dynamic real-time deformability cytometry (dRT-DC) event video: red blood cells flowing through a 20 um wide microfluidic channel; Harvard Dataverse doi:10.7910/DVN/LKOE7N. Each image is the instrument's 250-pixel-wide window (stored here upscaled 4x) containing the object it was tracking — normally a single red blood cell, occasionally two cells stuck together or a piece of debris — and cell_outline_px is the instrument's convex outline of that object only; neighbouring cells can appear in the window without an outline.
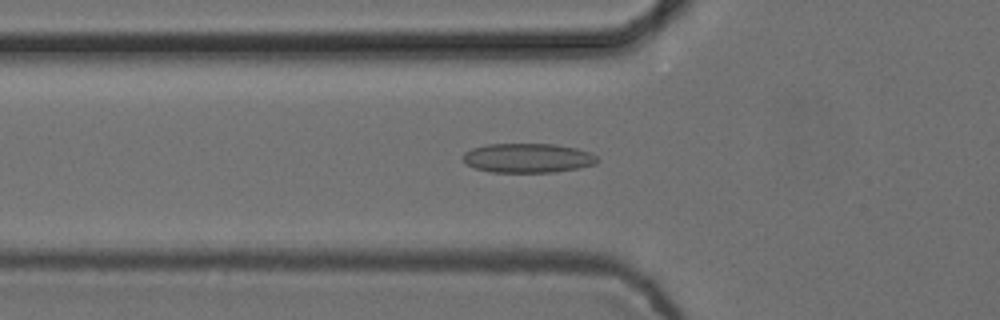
{"species": "common noctule bat (a hibernating species)", "species_latin": "Nyctalus noctula", "temperature_condition": "cold", "stored_images_in_passage": 51, "camera_frame_rate_fps": 3000, "um_per_image_px": 0.085, "animal": {"sex": "female", "body_mass_g": 24.6, "forearm_length_mm": 56.2}, "frame": {"image": 1, "passage_image": 15, "time_ms": 4.667, "image_size_px": [1000, 320], "cell_outline_px": [[600, 160], [596, 164], [580, 168], [552, 172], [492, 172], [476, 168], [468, 164], [464, 160], [464, 152], [472, 148], [488, 144], [556, 144], [576, 148], [592, 152]], "centroid_in_image_um": [44.93, 13.43], "position_along_channel_um": 80.9, "area_um2": 23.0}}
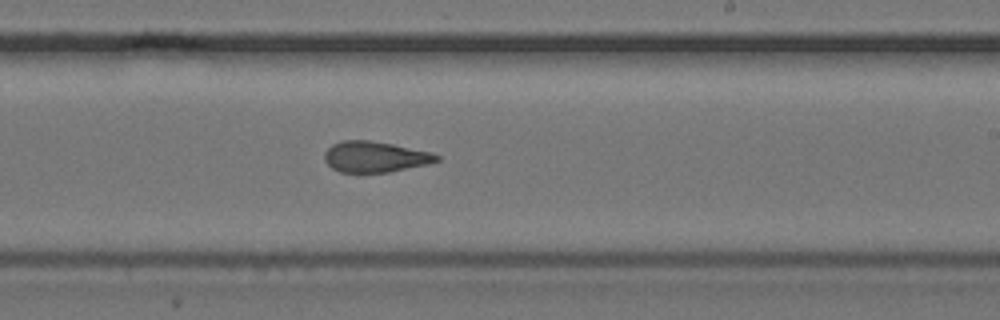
{"frame": {"image": 2, "passage_image": 29, "time_ms": 9.333, "image_size_px": [1000, 320], "cell_outline_px": [[440, 160], [428, 164], [388, 172], [340, 172], [332, 168], [324, 160], [324, 152], [332, 144], [344, 140], [368, 140], [392, 144], [432, 152], [440, 156]], "centroid_in_image_um": [31.88, 13.32], "position_along_channel_um": 257.1, "area_um2": 20.11}}
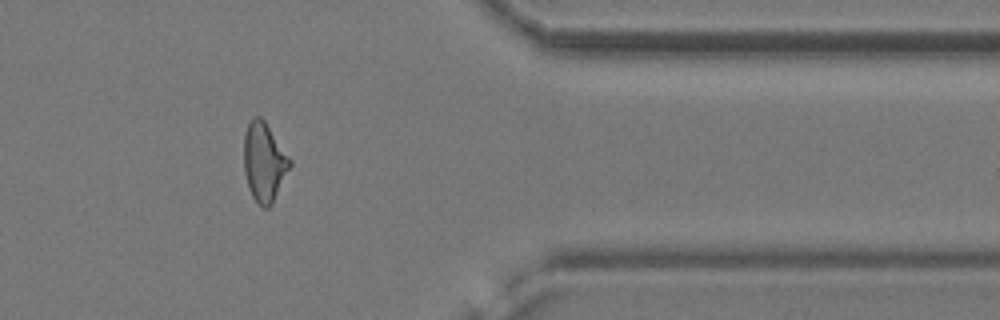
{"frame": {"image": 3, "passage_image": 41, "time_ms": 13.333, "image_size_px": [1000, 320], "cell_outline_px": [[292, 164], [272, 204], [268, 208], [264, 208], [252, 196], [248, 188], [244, 172], [244, 136], [248, 124], [252, 116], [260, 116], [264, 120], [292, 160]], "centroid_in_image_um": [22.45, 13.77], "position_along_channel_um": 388.9, "area_um2": 21.15}, "authors_computed_cell_mechanics": {"area_um2": 21.1548, "velocity_mm_per_s": 3.7573, "shape_relaxation_time_tau1_ms": null, "shape_relaxation_time_tau2_ms": 2.7978, "deformation_change_tau1": null, "deformation_change_tau2": 0.111}}